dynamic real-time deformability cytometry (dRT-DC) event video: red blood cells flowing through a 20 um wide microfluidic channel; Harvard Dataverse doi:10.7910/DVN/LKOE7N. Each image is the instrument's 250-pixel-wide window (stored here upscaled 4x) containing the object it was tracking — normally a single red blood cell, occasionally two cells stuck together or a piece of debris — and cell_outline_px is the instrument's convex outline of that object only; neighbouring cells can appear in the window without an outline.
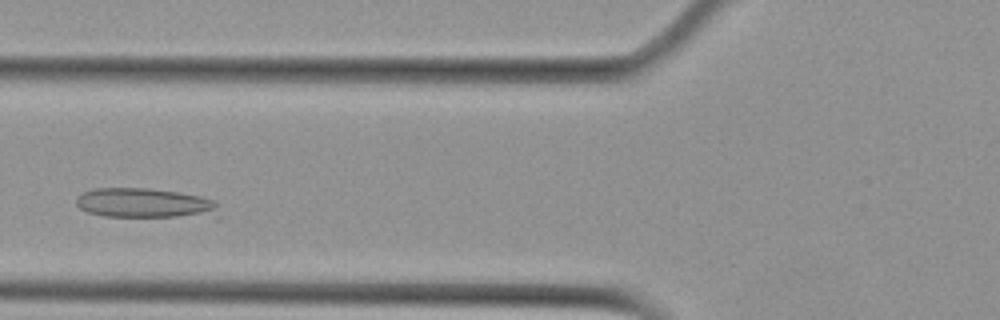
{"species": "Egyptian fruit bat (a non-hibernating species)", "species_latin": "Rousettus aegyptiacus", "temperature_condition": "cold", "stored_images_in_passage": 7, "camera_frame_rate_fps": 3000, "um_per_image_px": 0.085, "animal": {"sex": "female"}, "frame": {"image": 1, "passage_image": 4, "time_ms": 3.333, "image_size_px": [1000, 320], "cell_outline_px": [[220, 216], [216, 220], [104, 216], [88, 212], [80, 208], [76, 204], [76, 196], [80, 192], [96, 188], [148, 188], [176, 192], [200, 196], [212, 200], [216, 204]], "centroid_in_image_um": [12.46, 17.33], "position_along_channel_um": 113.3, "area_um2": 26.18}}
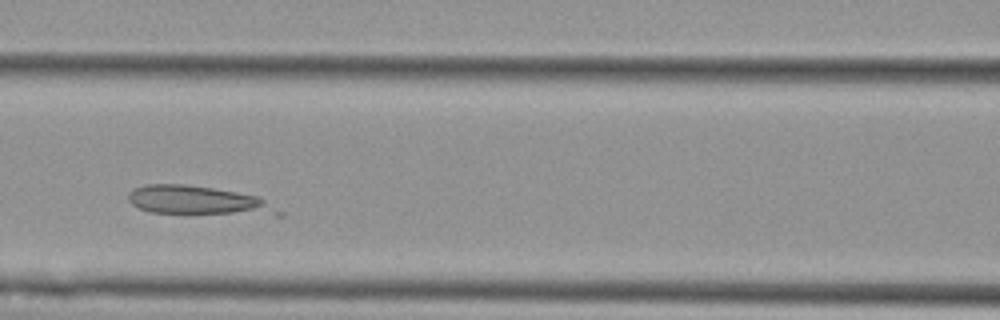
{"frame": {"image": 2, "passage_image": 5, "time_ms": 4.333, "image_size_px": [1000, 320], "cell_outline_px": [[284, 216], [276, 216], [148, 212], [132, 204], [128, 200], [128, 192], [136, 188], [148, 184], [184, 184], [212, 188], [260, 196], [284, 212]], "centroid_in_image_um": [16.95, 17.08], "position_along_channel_um": 149.6, "area_um2": 25.72}}
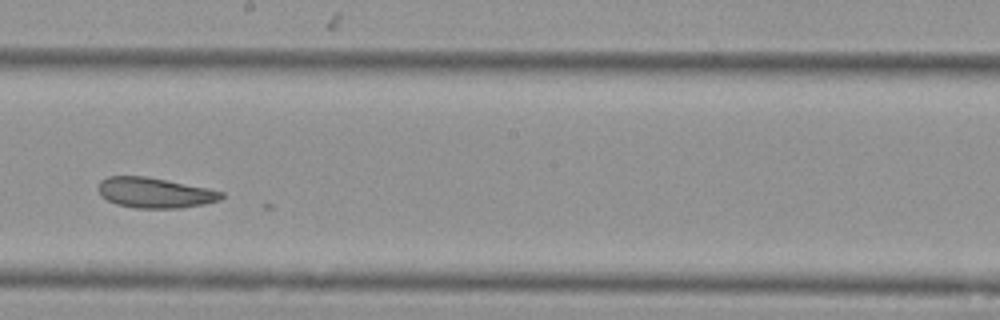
{"frame": {"image": 3, "passage_image": 7, "time_ms": 6.667, "image_size_px": [1000, 320], "cell_outline_px": [[224, 196], [220, 200], [204, 204], [180, 208], [136, 208], [116, 204], [100, 196], [96, 188], [100, 180], [108, 176], [144, 176], [208, 188], [224, 192]], "centroid_in_image_um": [13.12, 16.38], "position_along_channel_um": 235.1, "area_um2": 21.85}}